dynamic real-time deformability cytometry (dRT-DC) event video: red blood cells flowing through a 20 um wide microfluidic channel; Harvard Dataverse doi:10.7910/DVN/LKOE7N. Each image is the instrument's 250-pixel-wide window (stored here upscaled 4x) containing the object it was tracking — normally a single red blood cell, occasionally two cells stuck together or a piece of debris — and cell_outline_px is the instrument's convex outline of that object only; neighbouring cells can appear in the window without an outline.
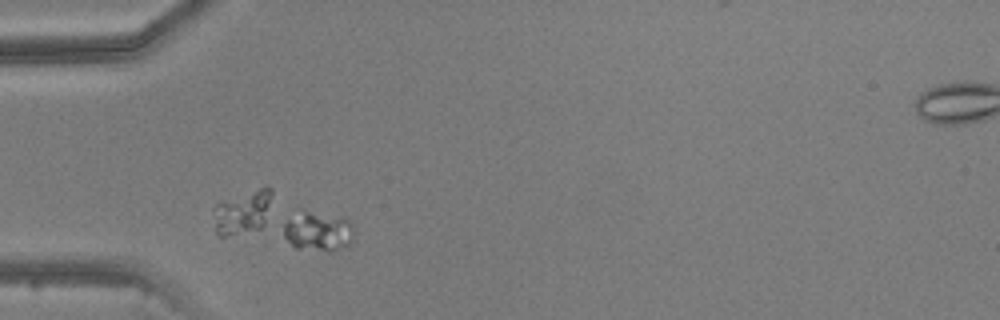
{"species": "common noctule bat (a hibernating species)", "species_latin": "Nyctalus noctula", "temperature_condition": "warm", "stored_images_in_passage": 2, "camera_frame_rate_fps": 3000, "um_per_image_px": 0.085, "animal": {"sex": "male", "body_mass_g": 20.5, "forearm_length_mm": 52.5}, "frame": {"image": 1, "passage_image": 1, "time_ms": 0.0, "image_size_px": [1000, 320], "cell_outline_px": [[352, 240], [348, 244], [336, 248], [296, 248], [284, 236], [280, 224], [304, 208], [344, 216], [352, 224]], "centroid_in_image_um": [26.97, 19.54], "position_along_channel_um": 58.0, "area_um2": 16.18}}